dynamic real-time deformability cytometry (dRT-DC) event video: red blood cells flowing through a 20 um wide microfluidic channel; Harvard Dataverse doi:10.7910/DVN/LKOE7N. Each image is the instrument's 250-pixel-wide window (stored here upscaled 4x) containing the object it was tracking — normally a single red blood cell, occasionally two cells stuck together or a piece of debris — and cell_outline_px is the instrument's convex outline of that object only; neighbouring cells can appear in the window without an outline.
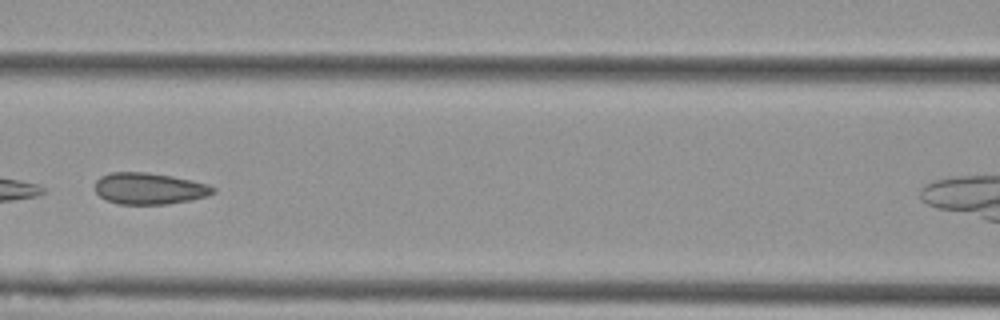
{"species": "Egyptian fruit bat (a non-hibernating species)", "species_latin": "Rousettus aegyptiacus", "temperature_condition": "cold", "stored_images_in_passage": 5, "camera_frame_rate_fps": 3000, "um_per_image_px": 0.085, "animal": {"sex": "female"}, "frame": {"image": 1, "passage_image": 3, "time_ms": 0.667, "image_size_px": [1000, 320], "cell_outline_px": [[216, 192], [208, 196], [192, 200], [168, 204], [120, 204], [108, 200], [100, 196], [96, 192], [96, 180], [100, 176], [112, 172], [148, 172], [172, 176], [208, 184], [216, 188]], "centroid_in_image_um": [12.72, 16.02], "position_along_channel_um": 153.9, "area_um2": 21.73}}
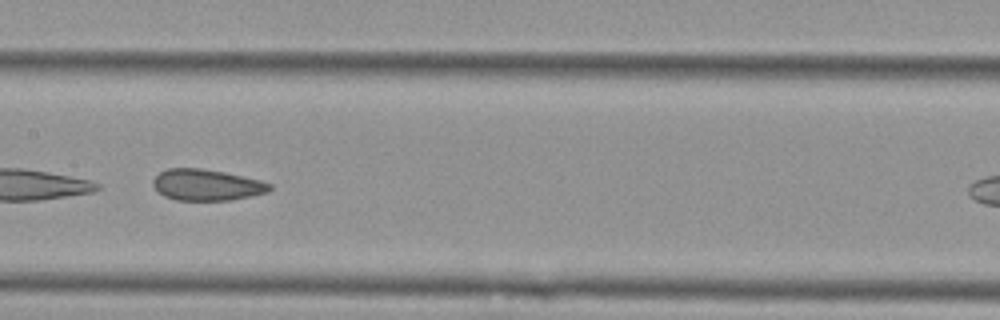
{"frame": {"image": 2, "passage_image": 4, "time_ms": 1.0, "image_size_px": [1000, 320], "cell_outline_px": [[272, 188], [268, 192], [252, 196], [228, 200], [176, 200], [164, 196], [152, 184], [152, 180], [160, 172], [168, 168], [200, 168], [224, 172], [260, 180], [272, 184]], "centroid_in_image_um": [17.58, 15.71], "position_along_channel_um": 189.8, "area_um2": 21.15}}